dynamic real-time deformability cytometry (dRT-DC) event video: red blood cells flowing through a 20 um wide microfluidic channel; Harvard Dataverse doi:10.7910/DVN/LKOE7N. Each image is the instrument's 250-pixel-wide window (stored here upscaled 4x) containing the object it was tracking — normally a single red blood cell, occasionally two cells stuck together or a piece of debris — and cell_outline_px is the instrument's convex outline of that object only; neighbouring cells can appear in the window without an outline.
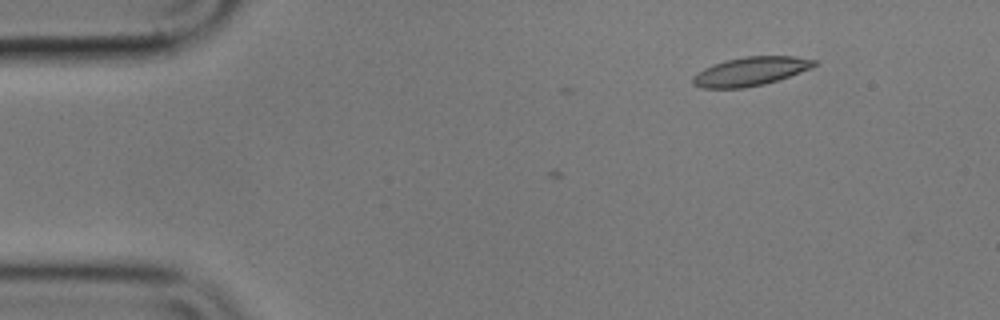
{"species": "common noctule bat (a hibernating species)", "species_latin": "Nyctalus noctula", "temperature_condition": "cold", "stored_images_in_passage": 3, "camera_frame_rate_fps": 3000, "um_per_image_px": 0.085, "animal": {"sex": "male", "body_mass_g": 17.9}, "frame": {"image": 1, "passage_image": 3, "time_ms": 0.667, "image_size_px": [1000, 320], "cell_outline_px": [[816, 64], [812, 68], [764, 84], [744, 88], [700, 88], [692, 84], [692, 76], [696, 72], [712, 64], [744, 56], [796, 56], [816, 60]], "centroid_in_image_um": [63.75, 6.06], "position_along_channel_um": 21.2, "area_um2": 20.35}}